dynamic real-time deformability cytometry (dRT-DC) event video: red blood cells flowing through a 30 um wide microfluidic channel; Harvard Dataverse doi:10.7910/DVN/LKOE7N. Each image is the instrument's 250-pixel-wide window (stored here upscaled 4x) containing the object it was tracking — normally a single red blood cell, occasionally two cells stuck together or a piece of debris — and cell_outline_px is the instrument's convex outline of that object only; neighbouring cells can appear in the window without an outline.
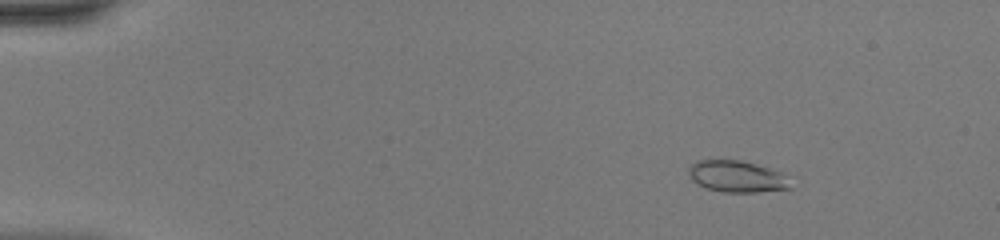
{"species": "common noctule bat (a hibernating species)", "species_latin": "Nyctalus noctula", "temperature_condition": "warm", "stored_images_in_passage": 48, "camera_frame_rate_fps": 3000, "um_per_image_px": 0.085, "animal": {"sex": "female", "body_mass_g": 20.0, "forearm_length_mm": 54.0}, "frame": {"image": 1, "passage_image": 7, "time_ms": 2.0, "image_size_px": [1000, 240], "cell_outline_px": [[792, 188], [756, 192], [724, 192], [708, 188], [696, 184], [688, 176], [688, 168], [696, 160], [740, 160], [756, 164], [780, 172]], "centroid_in_image_um": [62.56, 15.0], "position_along_channel_um": 22.4, "area_um2": 18.5}}
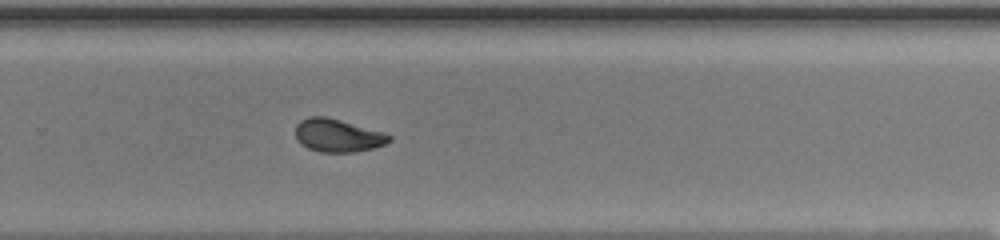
{"frame": {"image": 2, "passage_image": 33, "time_ms": 10.667, "image_size_px": [1000, 240], "cell_outline_px": [[392, 140], [384, 144], [372, 148], [356, 152], [320, 152], [308, 148], [300, 144], [296, 140], [296, 124], [300, 120], [308, 116], [324, 116], [340, 120], [384, 132], [392, 136]], "centroid_in_image_um": [28.68, 11.51], "position_along_channel_um": 301.1, "area_um2": 18.09}}
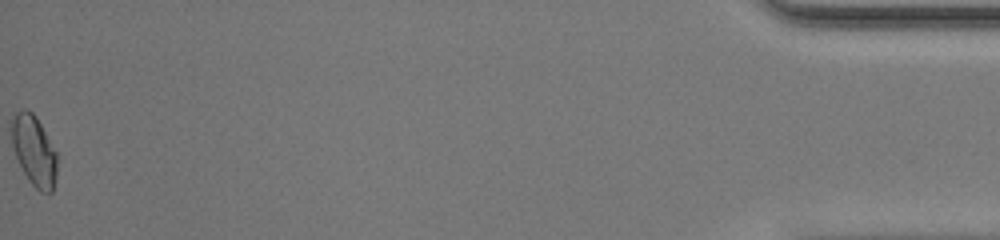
{"frame": {"image": 3, "passage_image": 48, "time_ms": 15.667, "image_size_px": [1000, 240], "cell_outline_px": [[56, 180], [52, 192], [40, 192], [32, 184], [24, 172], [16, 156], [12, 144], [12, 116], [20, 108], [24, 108], [32, 112], [36, 116], [56, 152]], "centroid_in_image_um": [2.89, 12.79], "position_along_channel_um": 432.3, "area_um2": 18.38}, "authors_computed_cell_mechanics": {"area_um2": 18.4093, "velocity_mm_per_s": 4.4541, "shape_relaxation_time_tau1_ms": null, "shape_relaxation_time_tau2_ms": 1.0148, "deformation_change_tau1": null, "deformation_change_tau2": 0.0453}}